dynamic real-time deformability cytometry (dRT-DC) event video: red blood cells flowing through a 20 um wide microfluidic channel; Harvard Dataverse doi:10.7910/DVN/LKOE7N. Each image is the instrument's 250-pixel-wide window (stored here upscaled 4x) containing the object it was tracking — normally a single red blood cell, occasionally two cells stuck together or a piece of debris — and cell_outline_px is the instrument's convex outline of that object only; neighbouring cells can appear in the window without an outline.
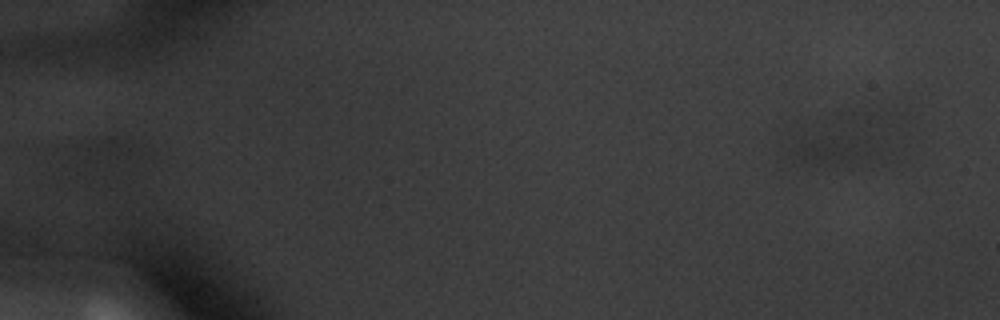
{"species": "common noctule bat (a hibernating species)", "species_latin": "Nyctalus noctula", "temperature_condition": "warm", "stored_images_in_passage": 14, "camera_frame_rate_fps": 3000, "um_per_image_px": 0.085, "animal": {"sex": "male", "body_mass_g": 20.1, "forearm_length_mm": 53.5}, "frame": {"image": 1, "passage_image": 1, "time_ms": 0.0, "image_size_px": [1000, 320], "cell_outline_px": [[904, 120], [880, 152], [876, 156], [848, 164], [804, 168], [796, 164], [784, 152], [804, 136], [840, 112], [880, 108], [904, 112]], "centroid_in_image_um": [71.97, 11.75], "position_along_channel_um": 13.0, "area_um2": 32.54}}
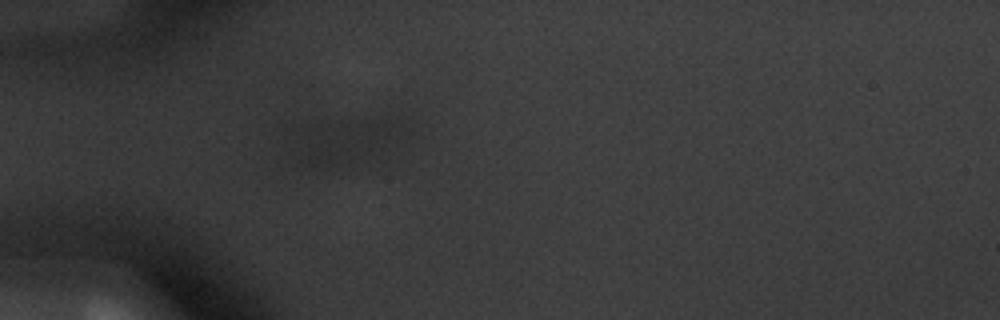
{"frame": {"image": 2, "passage_image": 14, "time_ms": 4.333, "image_size_px": [1000, 320], "cell_outline_px": [[408, 132], [348, 164], [296, 164], [296, 152], [300, 124], [352, 120], [388, 120], [408, 128]], "centroid_in_image_um": [29.21, 11.92], "position_along_channel_um": 55.8, "area_um2": 26.82}}